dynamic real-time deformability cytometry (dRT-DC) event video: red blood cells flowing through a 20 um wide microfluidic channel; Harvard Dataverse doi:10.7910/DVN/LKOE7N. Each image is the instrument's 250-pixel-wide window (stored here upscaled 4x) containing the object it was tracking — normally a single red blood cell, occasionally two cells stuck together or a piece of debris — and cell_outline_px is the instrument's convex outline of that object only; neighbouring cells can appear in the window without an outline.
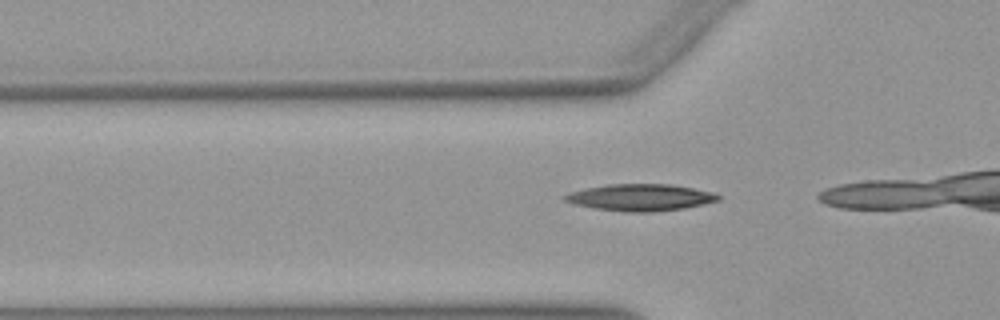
{"species": "Egyptian fruit bat (a non-hibernating species)", "species_latin": "Rousettus aegyptiacus", "temperature_condition": "warm", "stored_images_in_passage": 14, "camera_frame_rate_fps": 3000, "um_per_image_px": 0.085, "animal": {"sex": "female"}, "frame": {"image": 1, "passage_image": 11, "time_ms": 3.333, "image_size_px": [1000, 320], "cell_outline_px": [[720, 200], [704, 204], [684, 208], [652, 212], [624, 212], [592, 208], [576, 204], [564, 200], [564, 196], [572, 192], [588, 188], [608, 184], [672, 184], [712, 192], [720, 196]], "centroid_in_image_um": [54.47, 16.79], "position_along_channel_um": 71.3, "area_um2": 23.76}}